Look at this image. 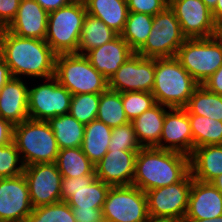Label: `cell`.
Wrapping results in <instances>:
<instances>
[{
	"instance_id": "44",
	"label": "cell",
	"mask_w": 222,
	"mask_h": 222,
	"mask_svg": "<svg viewBox=\"0 0 222 222\" xmlns=\"http://www.w3.org/2000/svg\"><path fill=\"white\" fill-rule=\"evenodd\" d=\"M48 13L55 11L74 0H35Z\"/></svg>"
},
{
	"instance_id": "51",
	"label": "cell",
	"mask_w": 222,
	"mask_h": 222,
	"mask_svg": "<svg viewBox=\"0 0 222 222\" xmlns=\"http://www.w3.org/2000/svg\"><path fill=\"white\" fill-rule=\"evenodd\" d=\"M202 1L212 11L215 8L218 0H202Z\"/></svg>"
},
{
	"instance_id": "3",
	"label": "cell",
	"mask_w": 222,
	"mask_h": 222,
	"mask_svg": "<svg viewBox=\"0 0 222 222\" xmlns=\"http://www.w3.org/2000/svg\"><path fill=\"white\" fill-rule=\"evenodd\" d=\"M199 84L174 57L155 58L152 94L156 103L169 108H184Z\"/></svg>"
},
{
	"instance_id": "46",
	"label": "cell",
	"mask_w": 222,
	"mask_h": 222,
	"mask_svg": "<svg viewBox=\"0 0 222 222\" xmlns=\"http://www.w3.org/2000/svg\"><path fill=\"white\" fill-rule=\"evenodd\" d=\"M212 15L215 22L222 20V0H218L215 8L212 10Z\"/></svg>"
},
{
	"instance_id": "34",
	"label": "cell",
	"mask_w": 222,
	"mask_h": 222,
	"mask_svg": "<svg viewBox=\"0 0 222 222\" xmlns=\"http://www.w3.org/2000/svg\"><path fill=\"white\" fill-rule=\"evenodd\" d=\"M26 222H76L72 208L63 201L33 208Z\"/></svg>"
},
{
	"instance_id": "5",
	"label": "cell",
	"mask_w": 222,
	"mask_h": 222,
	"mask_svg": "<svg viewBox=\"0 0 222 222\" xmlns=\"http://www.w3.org/2000/svg\"><path fill=\"white\" fill-rule=\"evenodd\" d=\"M54 77L72 95L101 94L108 89V80L81 54H58Z\"/></svg>"
},
{
	"instance_id": "8",
	"label": "cell",
	"mask_w": 222,
	"mask_h": 222,
	"mask_svg": "<svg viewBox=\"0 0 222 222\" xmlns=\"http://www.w3.org/2000/svg\"><path fill=\"white\" fill-rule=\"evenodd\" d=\"M186 39L175 13L167 6L153 17L152 30L136 53L149 58L174 57Z\"/></svg>"
},
{
	"instance_id": "52",
	"label": "cell",
	"mask_w": 222,
	"mask_h": 222,
	"mask_svg": "<svg viewBox=\"0 0 222 222\" xmlns=\"http://www.w3.org/2000/svg\"><path fill=\"white\" fill-rule=\"evenodd\" d=\"M74 1H76V2H78L80 4H84L85 5L90 0H74Z\"/></svg>"
},
{
	"instance_id": "17",
	"label": "cell",
	"mask_w": 222,
	"mask_h": 222,
	"mask_svg": "<svg viewBox=\"0 0 222 222\" xmlns=\"http://www.w3.org/2000/svg\"><path fill=\"white\" fill-rule=\"evenodd\" d=\"M155 147L191 155L194 150L193 136L184 108H169L166 111L160 140Z\"/></svg>"
},
{
	"instance_id": "25",
	"label": "cell",
	"mask_w": 222,
	"mask_h": 222,
	"mask_svg": "<svg viewBox=\"0 0 222 222\" xmlns=\"http://www.w3.org/2000/svg\"><path fill=\"white\" fill-rule=\"evenodd\" d=\"M85 6L88 14L102 20L118 35L122 33L129 13L126 0H90Z\"/></svg>"
},
{
	"instance_id": "29",
	"label": "cell",
	"mask_w": 222,
	"mask_h": 222,
	"mask_svg": "<svg viewBox=\"0 0 222 222\" xmlns=\"http://www.w3.org/2000/svg\"><path fill=\"white\" fill-rule=\"evenodd\" d=\"M55 163L63 178L96 176L95 165L84 154L81 147L59 150Z\"/></svg>"
},
{
	"instance_id": "14",
	"label": "cell",
	"mask_w": 222,
	"mask_h": 222,
	"mask_svg": "<svg viewBox=\"0 0 222 222\" xmlns=\"http://www.w3.org/2000/svg\"><path fill=\"white\" fill-rule=\"evenodd\" d=\"M110 187L96 176L62 178L61 201L72 210L102 208Z\"/></svg>"
},
{
	"instance_id": "20",
	"label": "cell",
	"mask_w": 222,
	"mask_h": 222,
	"mask_svg": "<svg viewBox=\"0 0 222 222\" xmlns=\"http://www.w3.org/2000/svg\"><path fill=\"white\" fill-rule=\"evenodd\" d=\"M48 15L35 0H21L15 18L5 29L20 37L45 40Z\"/></svg>"
},
{
	"instance_id": "15",
	"label": "cell",
	"mask_w": 222,
	"mask_h": 222,
	"mask_svg": "<svg viewBox=\"0 0 222 222\" xmlns=\"http://www.w3.org/2000/svg\"><path fill=\"white\" fill-rule=\"evenodd\" d=\"M181 30L187 38H209L214 36L215 20L212 11L202 0H169Z\"/></svg>"
},
{
	"instance_id": "31",
	"label": "cell",
	"mask_w": 222,
	"mask_h": 222,
	"mask_svg": "<svg viewBox=\"0 0 222 222\" xmlns=\"http://www.w3.org/2000/svg\"><path fill=\"white\" fill-rule=\"evenodd\" d=\"M194 149L199 146L222 144V121L188 114Z\"/></svg>"
},
{
	"instance_id": "50",
	"label": "cell",
	"mask_w": 222,
	"mask_h": 222,
	"mask_svg": "<svg viewBox=\"0 0 222 222\" xmlns=\"http://www.w3.org/2000/svg\"><path fill=\"white\" fill-rule=\"evenodd\" d=\"M211 184H213L222 193V174L214 179Z\"/></svg>"
},
{
	"instance_id": "1",
	"label": "cell",
	"mask_w": 222,
	"mask_h": 222,
	"mask_svg": "<svg viewBox=\"0 0 222 222\" xmlns=\"http://www.w3.org/2000/svg\"><path fill=\"white\" fill-rule=\"evenodd\" d=\"M56 56L45 40L24 38L5 28L0 29V57L12 77L51 78L55 74Z\"/></svg>"
},
{
	"instance_id": "4",
	"label": "cell",
	"mask_w": 222,
	"mask_h": 222,
	"mask_svg": "<svg viewBox=\"0 0 222 222\" xmlns=\"http://www.w3.org/2000/svg\"><path fill=\"white\" fill-rule=\"evenodd\" d=\"M13 142L25 166L56 162L59 148L47 121L27 119L14 125Z\"/></svg>"
},
{
	"instance_id": "43",
	"label": "cell",
	"mask_w": 222,
	"mask_h": 222,
	"mask_svg": "<svg viewBox=\"0 0 222 222\" xmlns=\"http://www.w3.org/2000/svg\"><path fill=\"white\" fill-rule=\"evenodd\" d=\"M14 125L0 117V145L13 142Z\"/></svg>"
},
{
	"instance_id": "30",
	"label": "cell",
	"mask_w": 222,
	"mask_h": 222,
	"mask_svg": "<svg viewBox=\"0 0 222 222\" xmlns=\"http://www.w3.org/2000/svg\"><path fill=\"white\" fill-rule=\"evenodd\" d=\"M184 109L188 114L222 121V96L209 91L204 85H199Z\"/></svg>"
},
{
	"instance_id": "45",
	"label": "cell",
	"mask_w": 222,
	"mask_h": 222,
	"mask_svg": "<svg viewBox=\"0 0 222 222\" xmlns=\"http://www.w3.org/2000/svg\"><path fill=\"white\" fill-rule=\"evenodd\" d=\"M11 77L12 76L9 71V67L4 62V60L0 57V91Z\"/></svg>"
},
{
	"instance_id": "13",
	"label": "cell",
	"mask_w": 222,
	"mask_h": 222,
	"mask_svg": "<svg viewBox=\"0 0 222 222\" xmlns=\"http://www.w3.org/2000/svg\"><path fill=\"white\" fill-rule=\"evenodd\" d=\"M23 175L28 183L33 208L61 201L63 177L55 162L27 165Z\"/></svg>"
},
{
	"instance_id": "19",
	"label": "cell",
	"mask_w": 222,
	"mask_h": 222,
	"mask_svg": "<svg viewBox=\"0 0 222 222\" xmlns=\"http://www.w3.org/2000/svg\"><path fill=\"white\" fill-rule=\"evenodd\" d=\"M222 215V193L211 183L193 179L183 220L214 219Z\"/></svg>"
},
{
	"instance_id": "36",
	"label": "cell",
	"mask_w": 222,
	"mask_h": 222,
	"mask_svg": "<svg viewBox=\"0 0 222 222\" xmlns=\"http://www.w3.org/2000/svg\"><path fill=\"white\" fill-rule=\"evenodd\" d=\"M121 96L124 111L130 122L157 104L151 92H123Z\"/></svg>"
},
{
	"instance_id": "2",
	"label": "cell",
	"mask_w": 222,
	"mask_h": 222,
	"mask_svg": "<svg viewBox=\"0 0 222 222\" xmlns=\"http://www.w3.org/2000/svg\"><path fill=\"white\" fill-rule=\"evenodd\" d=\"M189 173V156L156 147H142L136 155L132 185L147 192L180 182Z\"/></svg>"
},
{
	"instance_id": "23",
	"label": "cell",
	"mask_w": 222,
	"mask_h": 222,
	"mask_svg": "<svg viewBox=\"0 0 222 222\" xmlns=\"http://www.w3.org/2000/svg\"><path fill=\"white\" fill-rule=\"evenodd\" d=\"M189 157L193 179L211 183L222 174V144L199 146Z\"/></svg>"
},
{
	"instance_id": "37",
	"label": "cell",
	"mask_w": 222,
	"mask_h": 222,
	"mask_svg": "<svg viewBox=\"0 0 222 222\" xmlns=\"http://www.w3.org/2000/svg\"><path fill=\"white\" fill-rule=\"evenodd\" d=\"M25 165L14 142L0 145V179L23 174Z\"/></svg>"
},
{
	"instance_id": "28",
	"label": "cell",
	"mask_w": 222,
	"mask_h": 222,
	"mask_svg": "<svg viewBox=\"0 0 222 222\" xmlns=\"http://www.w3.org/2000/svg\"><path fill=\"white\" fill-rule=\"evenodd\" d=\"M55 135L59 150L81 147L85 124L78 122L70 113L47 121Z\"/></svg>"
},
{
	"instance_id": "40",
	"label": "cell",
	"mask_w": 222,
	"mask_h": 222,
	"mask_svg": "<svg viewBox=\"0 0 222 222\" xmlns=\"http://www.w3.org/2000/svg\"><path fill=\"white\" fill-rule=\"evenodd\" d=\"M21 0H0V29L6 28L17 14Z\"/></svg>"
},
{
	"instance_id": "33",
	"label": "cell",
	"mask_w": 222,
	"mask_h": 222,
	"mask_svg": "<svg viewBox=\"0 0 222 222\" xmlns=\"http://www.w3.org/2000/svg\"><path fill=\"white\" fill-rule=\"evenodd\" d=\"M96 119L113 128L130 122L122 104L120 92L107 89L100 94V102Z\"/></svg>"
},
{
	"instance_id": "7",
	"label": "cell",
	"mask_w": 222,
	"mask_h": 222,
	"mask_svg": "<svg viewBox=\"0 0 222 222\" xmlns=\"http://www.w3.org/2000/svg\"><path fill=\"white\" fill-rule=\"evenodd\" d=\"M175 57L192 78L202 85L222 65V45L214 36L187 38Z\"/></svg>"
},
{
	"instance_id": "21",
	"label": "cell",
	"mask_w": 222,
	"mask_h": 222,
	"mask_svg": "<svg viewBox=\"0 0 222 222\" xmlns=\"http://www.w3.org/2000/svg\"><path fill=\"white\" fill-rule=\"evenodd\" d=\"M134 53L128 43L118 35L112 41L91 49L85 56L91 65L109 81L121 65Z\"/></svg>"
},
{
	"instance_id": "26",
	"label": "cell",
	"mask_w": 222,
	"mask_h": 222,
	"mask_svg": "<svg viewBox=\"0 0 222 222\" xmlns=\"http://www.w3.org/2000/svg\"><path fill=\"white\" fill-rule=\"evenodd\" d=\"M112 128L98 119L85 124L81 149L96 165L108 152Z\"/></svg>"
},
{
	"instance_id": "41",
	"label": "cell",
	"mask_w": 222,
	"mask_h": 222,
	"mask_svg": "<svg viewBox=\"0 0 222 222\" xmlns=\"http://www.w3.org/2000/svg\"><path fill=\"white\" fill-rule=\"evenodd\" d=\"M76 222H104L102 208L91 210H73Z\"/></svg>"
},
{
	"instance_id": "27",
	"label": "cell",
	"mask_w": 222,
	"mask_h": 222,
	"mask_svg": "<svg viewBox=\"0 0 222 222\" xmlns=\"http://www.w3.org/2000/svg\"><path fill=\"white\" fill-rule=\"evenodd\" d=\"M118 36L102 20L86 14L81 30L77 54L85 55L91 49L98 48Z\"/></svg>"
},
{
	"instance_id": "18",
	"label": "cell",
	"mask_w": 222,
	"mask_h": 222,
	"mask_svg": "<svg viewBox=\"0 0 222 222\" xmlns=\"http://www.w3.org/2000/svg\"><path fill=\"white\" fill-rule=\"evenodd\" d=\"M137 152L108 149L95 165L96 178L110 186L132 185Z\"/></svg>"
},
{
	"instance_id": "12",
	"label": "cell",
	"mask_w": 222,
	"mask_h": 222,
	"mask_svg": "<svg viewBox=\"0 0 222 222\" xmlns=\"http://www.w3.org/2000/svg\"><path fill=\"white\" fill-rule=\"evenodd\" d=\"M155 77V58L134 53L108 81V89L116 92H152Z\"/></svg>"
},
{
	"instance_id": "42",
	"label": "cell",
	"mask_w": 222,
	"mask_h": 222,
	"mask_svg": "<svg viewBox=\"0 0 222 222\" xmlns=\"http://www.w3.org/2000/svg\"><path fill=\"white\" fill-rule=\"evenodd\" d=\"M202 85L209 91L222 96V65Z\"/></svg>"
},
{
	"instance_id": "24",
	"label": "cell",
	"mask_w": 222,
	"mask_h": 222,
	"mask_svg": "<svg viewBox=\"0 0 222 222\" xmlns=\"http://www.w3.org/2000/svg\"><path fill=\"white\" fill-rule=\"evenodd\" d=\"M167 109L169 107L156 104L132 121L142 147H155L159 143Z\"/></svg>"
},
{
	"instance_id": "38",
	"label": "cell",
	"mask_w": 222,
	"mask_h": 222,
	"mask_svg": "<svg viewBox=\"0 0 222 222\" xmlns=\"http://www.w3.org/2000/svg\"><path fill=\"white\" fill-rule=\"evenodd\" d=\"M139 143L132 122L112 128L111 140L108 149L123 151H139Z\"/></svg>"
},
{
	"instance_id": "48",
	"label": "cell",
	"mask_w": 222,
	"mask_h": 222,
	"mask_svg": "<svg viewBox=\"0 0 222 222\" xmlns=\"http://www.w3.org/2000/svg\"><path fill=\"white\" fill-rule=\"evenodd\" d=\"M146 222H181L171 218H153L149 217Z\"/></svg>"
},
{
	"instance_id": "22",
	"label": "cell",
	"mask_w": 222,
	"mask_h": 222,
	"mask_svg": "<svg viewBox=\"0 0 222 222\" xmlns=\"http://www.w3.org/2000/svg\"><path fill=\"white\" fill-rule=\"evenodd\" d=\"M26 84L22 78L11 77L0 91V117L13 125L30 119Z\"/></svg>"
},
{
	"instance_id": "6",
	"label": "cell",
	"mask_w": 222,
	"mask_h": 222,
	"mask_svg": "<svg viewBox=\"0 0 222 222\" xmlns=\"http://www.w3.org/2000/svg\"><path fill=\"white\" fill-rule=\"evenodd\" d=\"M86 14V6L76 1L49 13L45 41L57 55L77 54Z\"/></svg>"
},
{
	"instance_id": "35",
	"label": "cell",
	"mask_w": 222,
	"mask_h": 222,
	"mask_svg": "<svg viewBox=\"0 0 222 222\" xmlns=\"http://www.w3.org/2000/svg\"><path fill=\"white\" fill-rule=\"evenodd\" d=\"M100 102V94L83 93L72 95L69 113L83 124L96 119Z\"/></svg>"
},
{
	"instance_id": "10",
	"label": "cell",
	"mask_w": 222,
	"mask_h": 222,
	"mask_svg": "<svg viewBox=\"0 0 222 222\" xmlns=\"http://www.w3.org/2000/svg\"><path fill=\"white\" fill-rule=\"evenodd\" d=\"M43 84L28 88V114L30 119L48 121L50 118L68 114L72 94L53 76Z\"/></svg>"
},
{
	"instance_id": "32",
	"label": "cell",
	"mask_w": 222,
	"mask_h": 222,
	"mask_svg": "<svg viewBox=\"0 0 222 222\" xmlns=\"http://www.w3.org/2000/svg\"><path fill=\"white\" fill-rule=\"evenodd\" d=\"M153 17L145 13L129 12L120 36L136 53L146 42L152 30Z\"/></svg>"
},
{
	"instance_id": "39",
	"label": "cell",
	"mask_w": 222,
	"mask_h": 222,
	"mask_svg": "<svg viewBox=\"0 0 222 222\" xmlns=\"http://www.w3.org/2000/svg\"><path fill=\"white\" fill-rule=\"evenodd\" d=\"M128 11L155 16L169 6V0H126Z\"/></svg>"
},
{
	"instance_id": "49",
	"label": "cell",
	"mask_w": 222,
	"mask_h": 222,
	"mask_svg": "<svg viewBox=\"0 0 222 222\" xmlns=\"http://www.w3.org/2000/svg\"><path fill=\"white\" fill-rule=\"evenodd\" d=\"M183 222H222V215L214 219H202V220H183Z\"/></svg>"
},
{
	"instance_id": "16",
	"label": "cell",
	"mask_w": 222,
	"mask_h": 222,
	"mask_svg": "<svg viewBox=\"0 0 222 222\" xmlns=\"http://www.w3.org/2000/svg\"><path fill=\"white\" fill-rule=\"evenodd\" d=\"M32 210L23 174L0 179V222H26Z\"/></svg>"
},
{
	"instance_id": "9",
	"label": "cell",
	"mask_w": 222,
	"mask_h": 222,
	"mask_svg": "<svg viewBox=\"0 0 222 222\" xmlns=\"http://www.w3.org/2000/svg\"><path fill=\"white\" fill-rule=\"evenodd\" d=\"M102 215L104 222H146L150 216L145 192L134 185L111 186Z\"/></svg>"
},
{
	"instance_id": "11",
	"label": "cell",
	"mask_w": 222,
	"mask_h": 222,
	"mask_svg": "<svg viewBox=\"0 0 222 222\" xmlns=\"http://www.w3.org/2000/svg\"><path fill=\"white\" fill-rule=\"evenodd\" d=\"M193 177L189 173L182 181L147 192L148 213L153 218H171L183 222L188 208Z\"/></svg>"
},
{
	"instance_id": "47",
	"label": "cell",
	"mask_w": 222,
	"mask_h": 222,
	"mask_svg": "<svg viewBox=\"0 0 222 222\" xmlns=\"http://www.w3.org/2000/svg\"><path fill=\"white\" fill-rule=\"evenodd\" d=\"M214 38L222 45V20L215 24Z\"/></svg>"
}]
</instances>
